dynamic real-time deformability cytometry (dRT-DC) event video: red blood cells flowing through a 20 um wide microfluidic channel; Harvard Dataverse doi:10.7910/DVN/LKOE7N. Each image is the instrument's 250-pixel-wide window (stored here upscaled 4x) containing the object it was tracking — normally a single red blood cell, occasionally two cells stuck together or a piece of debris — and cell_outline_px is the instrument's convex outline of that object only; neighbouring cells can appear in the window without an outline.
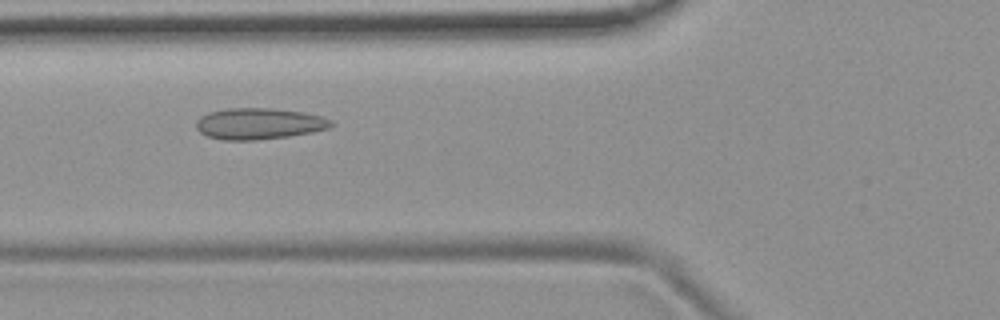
{"species": "common noctule bat (a hibernating species)", "species_latin": "Nyctalus noctula", "temperature_condition": "room temperature", "stored_images_in_passage": 39, "camera_frame_rate_fps": 3000, "um_per_image_px": 0.085, "animal": {"sex": "female", "body_mass_g": 19.9}, "frame": {"image": 1, "passage_image": 5, "time_ms": 1.333, "image_size_px": [1000, 320], "cell_outline_px": [[336, 124], [332, 128], [312, 132], [288, 136], [256, 140], [224, 140], [208, 136], [200, 132], [196, 128], [196, 120], [200, 116], [208, 112], [224, 108], [272, 108], [304, 112], [324, 116], [332, 120]], "centroid_in_image_um": [22.05, 10.5], "position_along_channel_um": 103.7, "area_um2": 24.97}}
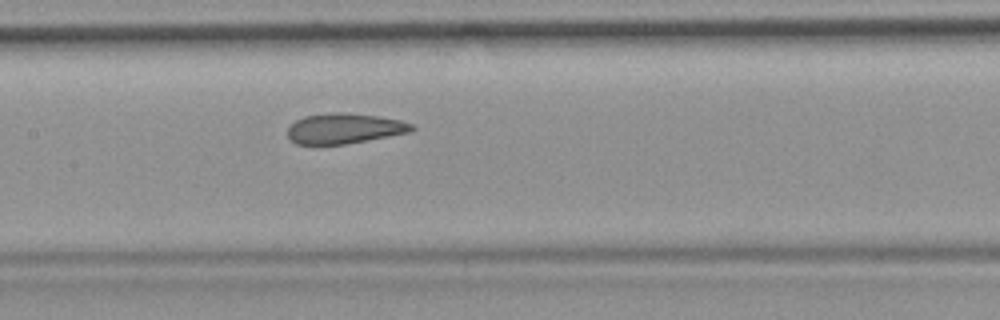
{"frame": {"image": 2, "passage_image": 11, "time_ms": 3.333, "image_size_px": [1000, 320], "cell_outline_px": [[416, 128], [412, 132], [344, 144], [296, 144], [288, 136], [288, 128], [296, 120], [304, 116], [332, 112], [340, 112], [380, 116], [400, 120], [412, 124]], "centroid_in_image_um": [29.3, 10.91], "position_along_channel_um": 178.1, "area_um2": 21.85}}
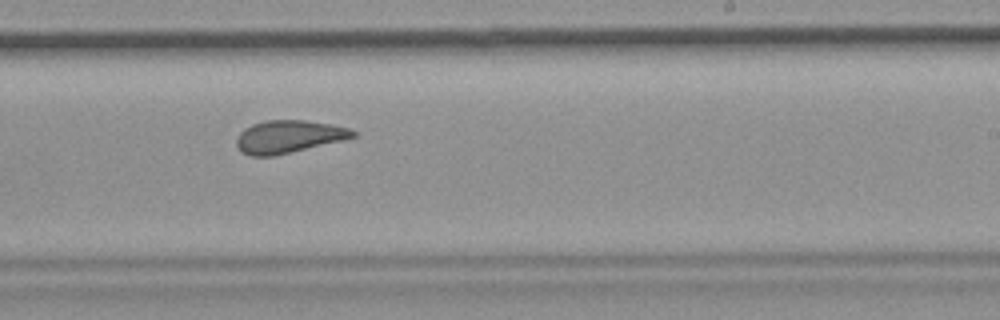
{"frame": {"image": 3, "passage_image": 18, "time_ms": 5.667, "image_size_px": [1000, 320], "cell_outline_px": [[356, 136], [276, 156], [252, 156], [240, 152], [236, 144], [236, 136], [244, 128], [252, 124], [264, 120], [304, 120], [332, 124], [348, 128], [356, 132]], "centroid_in_image_um": [24.46, 11.61], "position_along_channel_um": 264.5, "area_um2": 22.14}, "authors_computed_cell_mechanics": {"area_um2": 22.542, "velocity_mm_per_s": 3.7141, "shape_relaxation_time_tau1_ms": null, "shape_relaxation_time_tau2_ms": 1.2665, "deformation_change_tau1": null, "deformation_change_tau2": 0.0723}}